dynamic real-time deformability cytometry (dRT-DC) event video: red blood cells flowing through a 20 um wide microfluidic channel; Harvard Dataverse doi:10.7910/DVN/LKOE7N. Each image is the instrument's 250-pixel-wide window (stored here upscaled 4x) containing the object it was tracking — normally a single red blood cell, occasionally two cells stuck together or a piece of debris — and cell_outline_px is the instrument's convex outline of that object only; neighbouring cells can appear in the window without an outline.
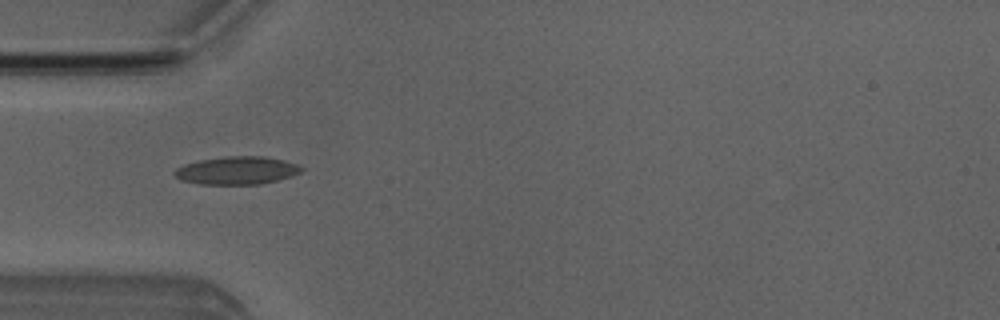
{"species": "Egyptian fruit bat (a non-hibernating species)", "species_latin": "Rousettus aegyptiacus", "temperature_condition": "room temperature", "stored_images_in_passage": 4, "camera_frame_rate_fps": 3000, "um_per_image_px": 0.085, "animal": {"sex": "male"}, "frame": {"image": 1, "passage_image": 2, "time_ms": 1.0, "image_size_px": [1000, 320], "cell_outline_px": [[304, 168], [300, 172], [276, 180], [260, 184], [200, 184], [180, 180], [172, 172], [176, 168], [184, 164], [200, 160], [228, 156], [264, 156], [284, 160], [296, 164]], "centroid_in_image_um": [20.09, 14.48], "position_along_channel_um": 64.9, "area_um2": 20.46}}